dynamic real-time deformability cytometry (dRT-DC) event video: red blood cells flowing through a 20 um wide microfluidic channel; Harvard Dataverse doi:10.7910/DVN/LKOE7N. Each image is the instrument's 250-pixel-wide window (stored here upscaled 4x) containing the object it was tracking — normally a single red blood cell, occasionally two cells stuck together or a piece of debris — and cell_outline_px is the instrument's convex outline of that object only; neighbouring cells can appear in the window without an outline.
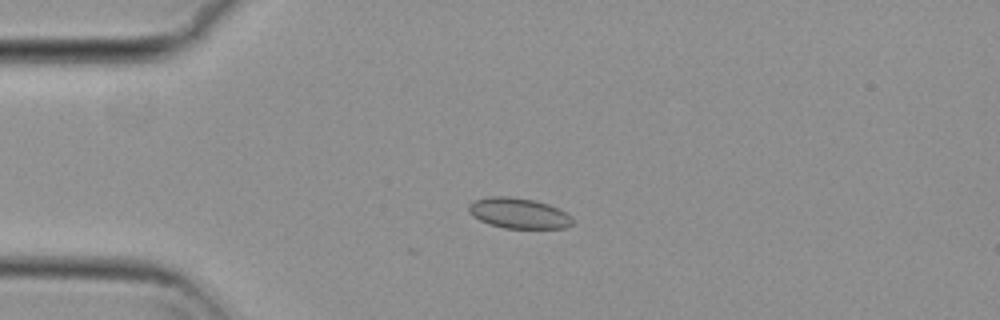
{"species": "common noctule bat (a hibernating species)", "species_latin": "Nyctalus noctula", "temperature_condition": "cold", "stored_images_in_passage": 20, "camera_frame_rate_fps": 3000, "um_per_image_px": 0.085, "animal": {"sex": "female", "body_mass_g": 29.2, "forearm_length_mm": 56.3}, "frame": {"image": 1, "passage_image": 14, "time_ms": 4.333, "image_size_px": [1000, 320], "cell_outline_px": [[572, 224], [564, 228], [504, 228], [488, 224], [472, 216], [468, 212], [468, 204], [472, 200], [492, 196], [508, 196], [536, 200], [548, 204], [564, 212], [572, 220]], "centroid_in_image_um": [44.01, 18.11], "position_along_channel_um": 41.0, "area_um2": 18.44}}
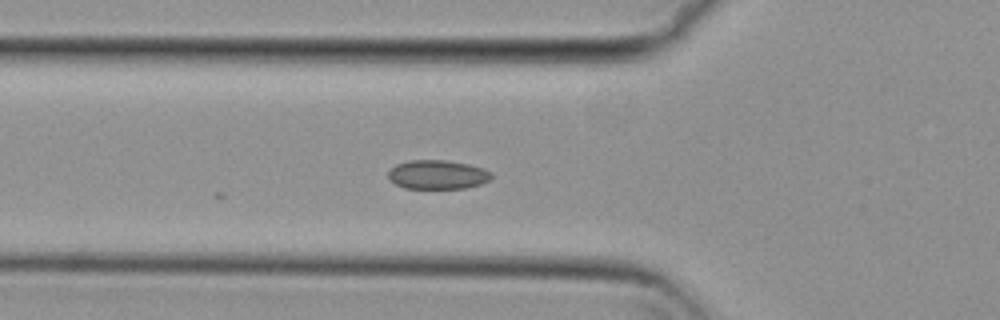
{"frame": {"image": 2, "passage_image": 20, "time_ms": 6.333, "image_size_px": [1000, 320], "cell_outline_px": [[492, 176], [488, 180], [480, 184], [464, 188], [404, 188], [396, 184], [388, 176], [388, 172], [396, 164], [412, 160], [444, 160], [468, 164], [484, 168], [492, 172]], "centroid_in_image_um": [37.21, 14.84], "position_along_channel_um": 88.6, "area_um2": 17.28}}